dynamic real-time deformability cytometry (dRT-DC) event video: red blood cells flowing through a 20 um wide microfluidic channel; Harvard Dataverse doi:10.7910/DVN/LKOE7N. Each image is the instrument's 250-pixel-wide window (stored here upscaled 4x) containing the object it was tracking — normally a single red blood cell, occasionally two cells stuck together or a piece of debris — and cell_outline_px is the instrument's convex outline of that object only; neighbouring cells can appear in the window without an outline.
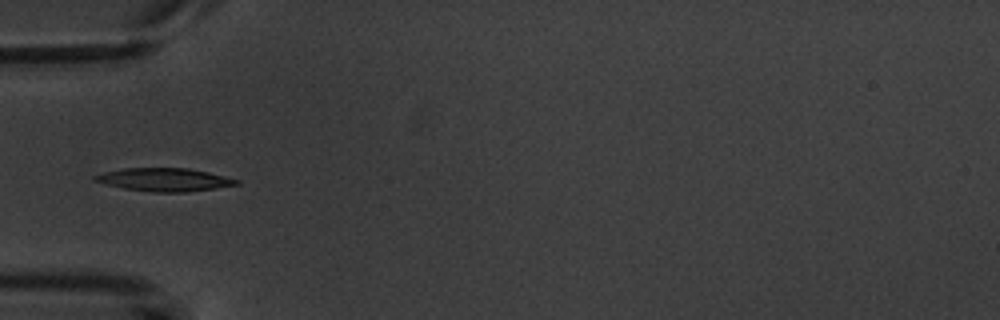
{"species": "common noctule bat (a hibernating species)", "species_latin": "Nyctalus noctula", "temperature_condition": "warm", "stored_images_in_passage": 9, "camera_frame_rate_fps": 3000, "um_per_image_px": 0.085, "animal": {"sex": "male", "body_mass_g": 20.1, "forearm_length_mm": 53.5}, "frame": {"image": 1, "passage_image": 4, "time_ms": 3.667, "image_size_px": [1000, 320], "cell_outline_px": [[240, 184], [216, 188], [188, 192], [152, 192], [124, 188], [92, 180], [92, 176], [104, 172], [124, 168], [188, 168], [208, 172], [240, 180]], "centroid_in_image_um": [13.99, 15.27], "position_along_channel_um": 71.0, "area_um2": 19.02}}
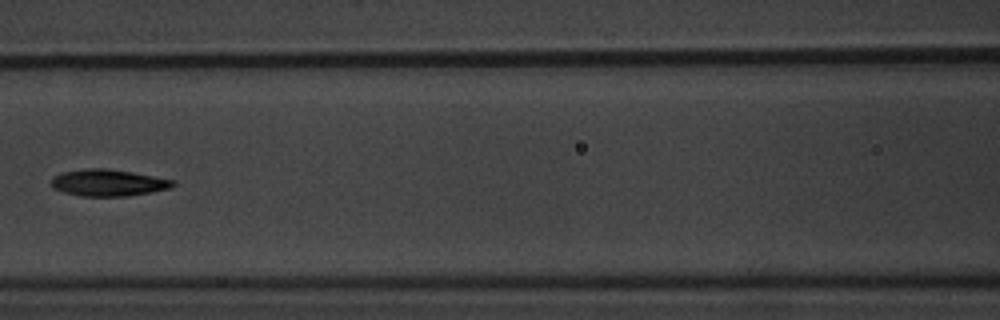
{"frame": {"image": 2, "passage_image": 6, "time_ms": 6.0, "image_size_px": [1000, 320], "cell_outline_px": [[176, 184], [172, 188], [152, 192], [124, 196], [80, 196], [64, 192], [52, 188], [52, 176], [64, 172], [84, 168], [108, 168], [132, 172], [176, 180]], "centroid_in_image_um": [9.23, 15.53], "position_along_channel_um": 157.4, "area_um2": 19.07}}
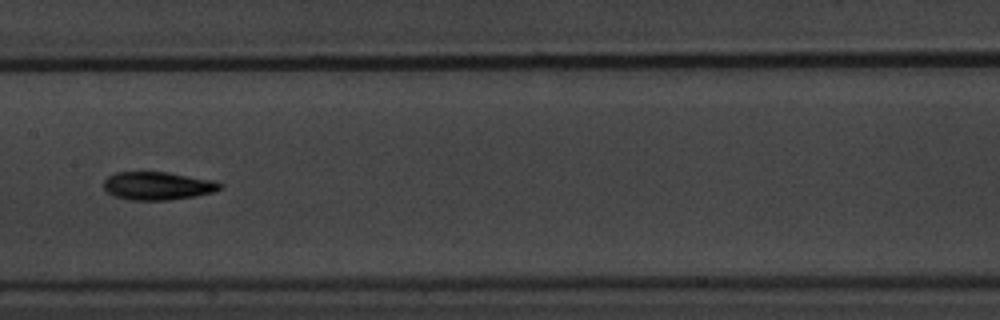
{"frame": {"image": 3, "passage_image": 7, "time_ms": 7.0, "image_size_px": [1000, 320], "cell_outline_px": [[224, 184], [220, 188], [212, 192], [196, 196], [168, 200], [128, 200], [112, 196], [104, 188], [104, 180], [108, 176], [116, 172], [168, 172], [216, 180]], "centroid_in_image_um": [13.41, 15.79], "position_along_channel_um": 194.0, "area_um2": 19.25}}